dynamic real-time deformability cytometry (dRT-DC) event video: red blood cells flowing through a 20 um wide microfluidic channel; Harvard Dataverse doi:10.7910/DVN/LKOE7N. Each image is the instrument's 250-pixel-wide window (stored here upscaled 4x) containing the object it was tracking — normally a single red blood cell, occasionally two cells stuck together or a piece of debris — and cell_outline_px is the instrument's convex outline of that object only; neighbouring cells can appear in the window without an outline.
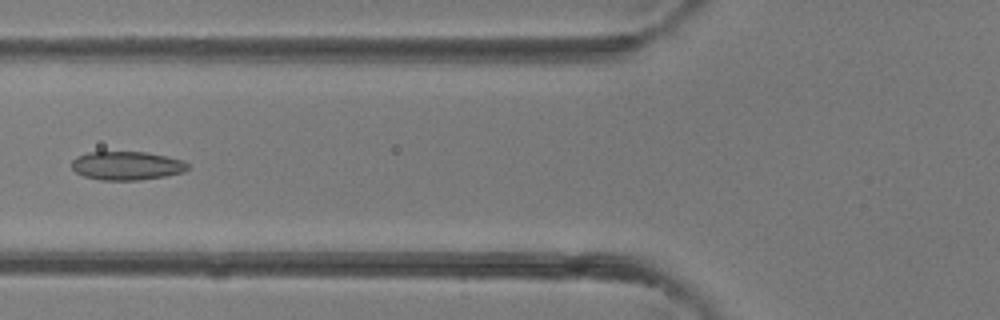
{"species": "common noctule bat (a hibernating species)", "species_latin": "Nyctalus noctula", "temperature_condition": "room temperature", "stored_images_in_passage": 29, "camera_frame_rate_fps": 3000, "um_per_image_px": 0.085, "animal": {"sex": "female"}, "frame": {"image": 1, "passage_image": 5, "time_ms": 1.333, "image_size_px": [1000, 320], "cell_outline_px": [[188, 168], [184, 172], [164, 176], [140, 180], [100, 180], [84, 176], [76, 172], [72, 168], [72, 160], [76, 156], [88, 152], [144, 152], [184, 160], [188, 164]], "centroid_in_image_um": [10.76, 14.08], "position_along_channel_um": 115.0, "area_um2": 19.31}}
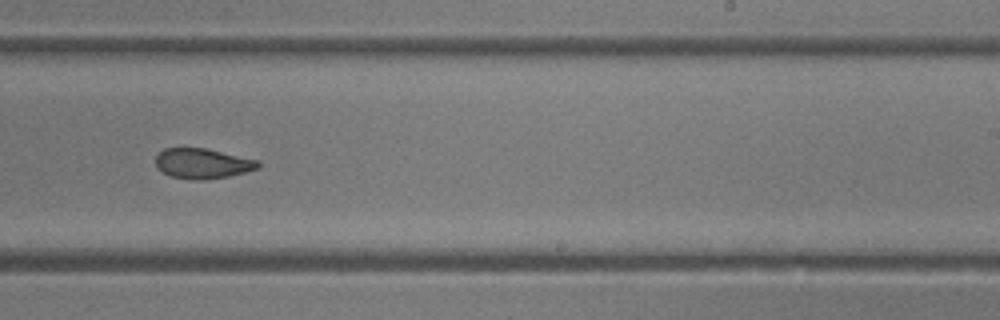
{"frame": {"image": 2, "passage_image": 14, "time_ms": 4.333, "image_size_px": [1000, 320], "cell_outline_px": [[260, 168], [228, 176], [204, 180], [196, 180], [168, 176], [156, 168], [156, 156], [164, 148], [204, 148], [260, 160]], "centroid_in_image_um": [17.21, 13.9], "position_along_channel_um": 271.8, "area_um2": 18.09}}
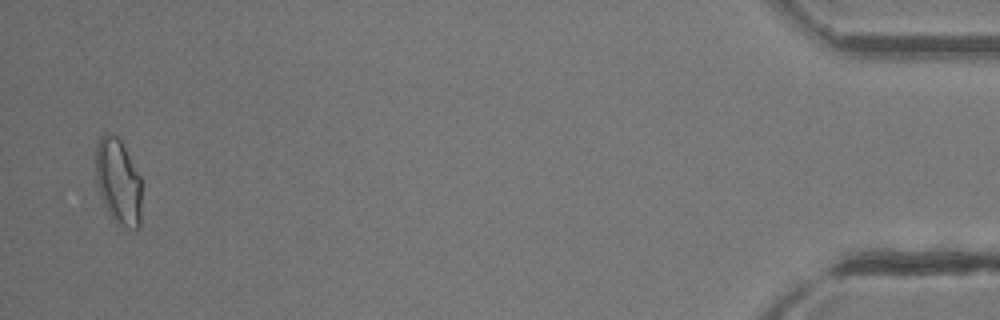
{"frame": {"image": 3, "passage_image": 28, "time_ms": 9.0, "image_size_px": [1000, 320], "cell_outline_px": [[140, 228], [132, 232], [116, 224], [108, 212], [104, 204], [96, 180], [96, 144], [100, 136], [104, 132], [116, 136], [120, 140], [140, 176]], "centroid_in_image_um": [10.05, 15.49], "position_along_channel_um": 425.2, "area_um2": 23.0}}